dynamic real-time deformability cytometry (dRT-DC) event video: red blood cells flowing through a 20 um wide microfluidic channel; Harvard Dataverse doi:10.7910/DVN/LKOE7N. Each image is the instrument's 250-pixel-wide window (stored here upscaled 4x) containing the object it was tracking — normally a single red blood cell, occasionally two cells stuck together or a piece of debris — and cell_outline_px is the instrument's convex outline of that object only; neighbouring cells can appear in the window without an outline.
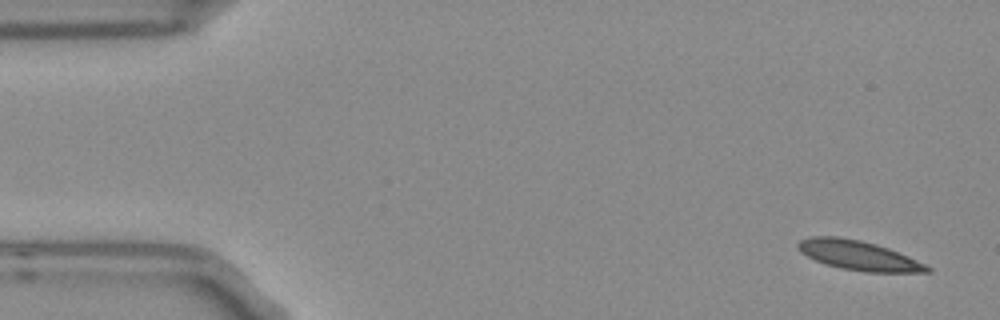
{"species": "Egyptian fruit bat (a non-hibernating species)", "species_latin": "Rousettus aegyptiacus", "temperature_condition": "room temperature", "stored_images_in_passage": 5, "segment_of_instrument_passage": [2, 2], "camera_frame_rate_fps": 3000, "um_per_image_px": 0.085, "frame": {"image": 1, "passage_image": 5, "time_ms": 1.333, "image_size_px": [1000, 320], "cell_outline_px": [[932, 272], [868, 272], [840, 268], [824, 264], [800, 252], [796, 244], [800, 240], [808, 236], [836, 236], [860, 240], [876, 244], [888, 248], [916, 260], [932, 268]], "centroid_in_image_um": [72.94, 21.7], "position_along_channel_um": 12.1, "area_um2": 22.08}}